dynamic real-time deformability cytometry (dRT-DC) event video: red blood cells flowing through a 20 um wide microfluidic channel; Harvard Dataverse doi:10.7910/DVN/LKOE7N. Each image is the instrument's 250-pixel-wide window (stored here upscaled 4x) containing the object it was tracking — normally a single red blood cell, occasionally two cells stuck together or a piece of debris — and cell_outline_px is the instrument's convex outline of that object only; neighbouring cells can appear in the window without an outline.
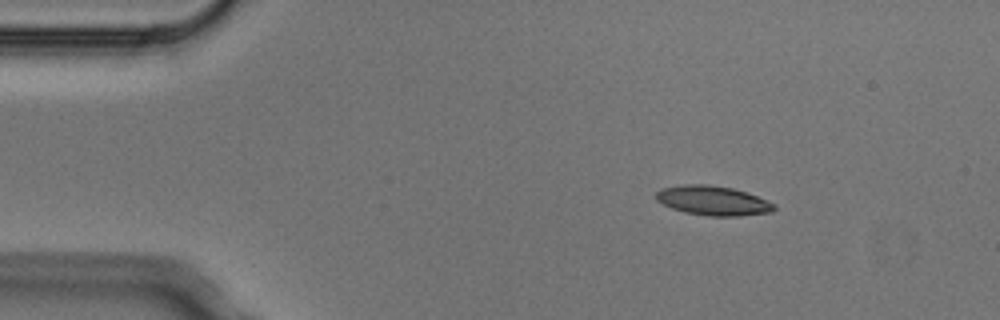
{"species": "Egyptian fruit bat (a non-hibernating species)", "species_latin": "Rousettus aegyptiacus", "temperature_condition": "cold", "stored_images_in_passage": 4, "camera_frame_rate_fps": 3000, "um_per_image_px": 0.085, "animal": {"sex": "male"}, "frame": {"image": 1, "passage_image": 2, "time_ms": 0.333, "image_size_px": [1000, 320], "cell_outline_px": [[776, 208], [772, 212], [740, 216], [708, 216], [684, 212], [672, 208], [656, 200], [656, 192], [660, 188], [684, 184], [708, 184], [732, 188], [748, 192], [776, 204]], "centroid_in_image_um": [60.62, 17.05], "position_along_channel_um": 24.4, "area_um2": 20.46}}
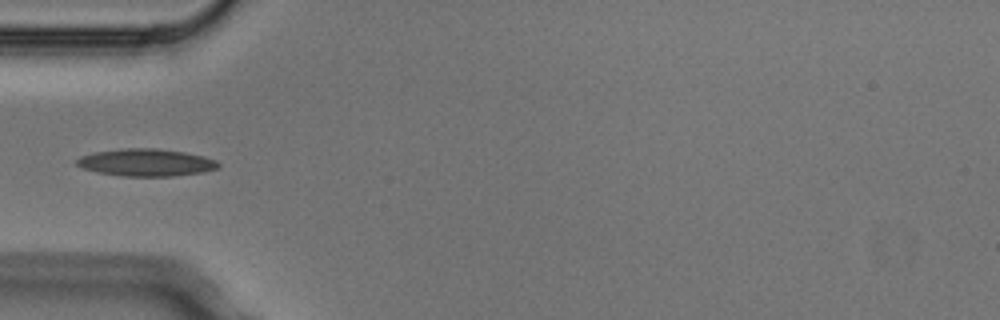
{"frame": {"image": 2, "passage_image": 4, "time_ms": 1.0, "image_size_px": [1000, 320], "cell_outline_px": [[220, 164], [216, 168], [204, 172], [172, 176], [124, 176], [96, 172], [84, 168], [76, 164], [76, 160], [80, 156], [92, 152], [124, 148], [156, 148], [184, 152], [204, 156], [216, 160]], "centroid_in_image_um": [12.4, 13.8], "position_along_channel_um": 72.6, "area_um2": 22.54}}